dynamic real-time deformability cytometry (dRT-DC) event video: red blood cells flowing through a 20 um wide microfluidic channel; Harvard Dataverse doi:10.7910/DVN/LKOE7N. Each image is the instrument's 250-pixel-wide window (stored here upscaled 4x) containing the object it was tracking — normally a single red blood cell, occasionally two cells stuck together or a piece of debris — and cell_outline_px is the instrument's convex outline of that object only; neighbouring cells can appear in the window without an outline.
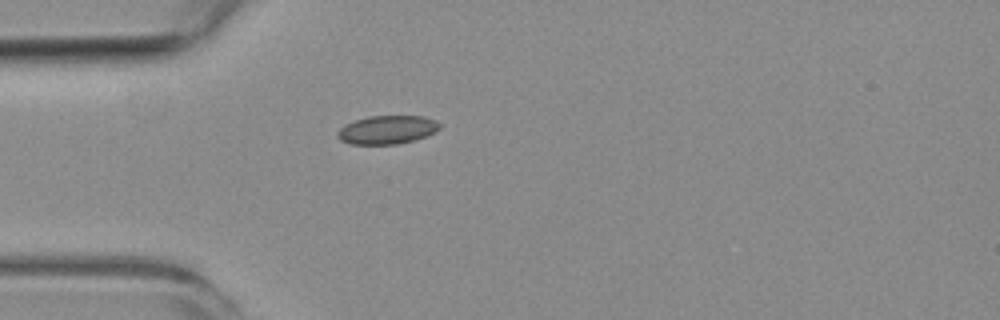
{"species": "common noctule bat (a hibernating species)", "species_latin": "Nyctalus noctula", "temperature_condition": "room temperature", "stored_images_in_passage": 5, "camera_frame_rate_fps": 3000, "um_per_image_px": 0.085, "animal": {"sex": "female", "body_mass_g": 19.3, "forearm_length_mm": 54.1}, "frame": {"image": 1, "passage_image": 5, "time_ms": 5.333, "image_size_px": [1000, 320], "cell_outline_px": [[440, 128], [436, 132], [416, 140], [396, 144], [348, 144], [340, 140], [336, 136], [336, 132], [344, 124], [368, 116], [424, 116], [436, 120], [440, 124]], "centroid_in_image_um": [32.9, 11.03], "position_along_channel_um": 52.1, "area_um2": 17.17}}